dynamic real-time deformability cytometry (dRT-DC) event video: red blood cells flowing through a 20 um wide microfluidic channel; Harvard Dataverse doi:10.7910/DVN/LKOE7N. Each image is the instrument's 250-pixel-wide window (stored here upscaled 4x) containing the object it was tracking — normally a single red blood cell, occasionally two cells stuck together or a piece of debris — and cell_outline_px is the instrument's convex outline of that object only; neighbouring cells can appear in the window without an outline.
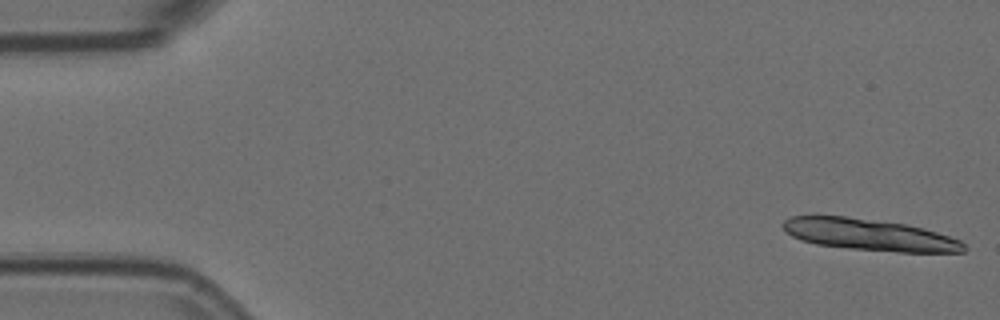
{"species": "Egyptian fruit bat (a non-hibernating species)", "species_latin": "Rousettus aegyptiacus", "temperature_condition": "room temperature", "stored_images_in_passage": 4, "camera_frame_rate_fps": 3000, "um_per_image_px": 0.085, "animal": {"sex": "female"}, "frame": {"image": 1, "passage_image": 1, "time_ms": 0.0, "image_size_px": [1000, 320], "cell_outline_px": [[968, 248], [964, 252], [900, 252], [848, 248], [816, 244], [800, 240], [784, 232], [780, 224], [788, 216], [816, 212], [908, 224], [924, 228], [960, 240]], "centroid_in_image_um": [73.75, 19.9], "position_along_channel_um": 11.3, "area_um2": 34.39}}